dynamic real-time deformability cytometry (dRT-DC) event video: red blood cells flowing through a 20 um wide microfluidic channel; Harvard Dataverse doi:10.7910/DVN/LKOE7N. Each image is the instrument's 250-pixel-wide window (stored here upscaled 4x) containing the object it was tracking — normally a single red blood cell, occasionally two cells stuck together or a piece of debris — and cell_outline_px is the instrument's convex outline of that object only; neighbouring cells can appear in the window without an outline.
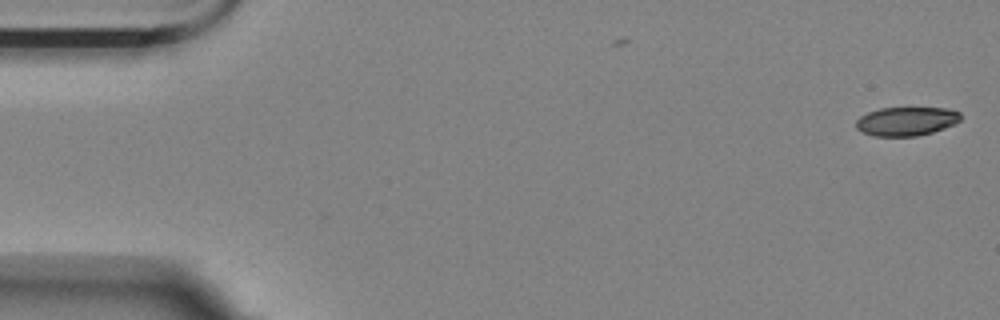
{"species": "Egyptian fruit bat (a non-hibernating species)", "species_latin": "Rousettus aegyptiacus", "temperature_condition": "room temperature", "stored_images_in_passage": 4, "camera_frame_rate_fps": 3000, "um_per_image_px": 0.085, "animal": {"sex": "female"}, "frame": {"image": 1, "passage_image": 1, "time_ms": 0.0, "image_size_px": [1000, 320], "cell_outline_px": [[960, 120], [956, 124], [932, 132], [916, 136], [872, 136], [856, 128], [856, 120], [860, 116], [868, 112], [880, 108], [948, 108], [960, 112]], "centroid_in_image_um": [77.05, 10.3], "position_along_channel_um": 8.0, "area_um2": 17.57}}